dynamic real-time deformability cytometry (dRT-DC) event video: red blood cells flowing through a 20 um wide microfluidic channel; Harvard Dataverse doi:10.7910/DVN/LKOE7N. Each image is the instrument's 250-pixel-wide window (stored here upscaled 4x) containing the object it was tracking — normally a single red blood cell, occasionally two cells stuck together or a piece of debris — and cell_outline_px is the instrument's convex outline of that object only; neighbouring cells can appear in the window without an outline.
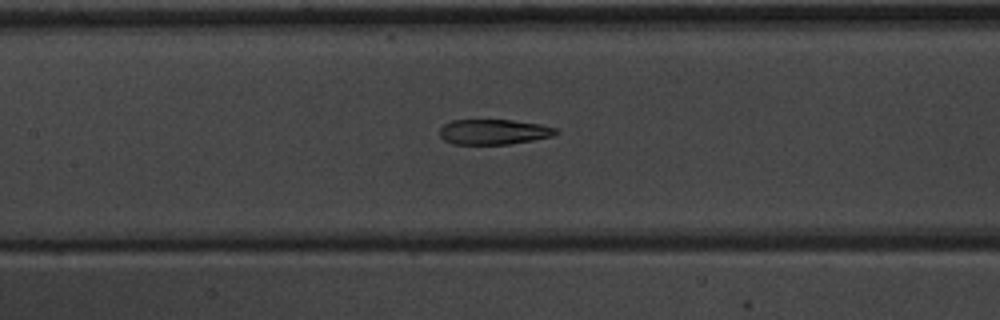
{"species": "common noctule bat (a hibernating species)", "species_latin": "Nyctalus noctula", "temperature_condition": "warm", "stored_images_in_passage": 52, "camera_frame_rate_fps": 3000, "um_per_image_px": 0.085, "animal": {"sex": "male", "body_mass_g": 20.1, "forearm_length_mm": 53.5}, "frame": {"image": 1, "passage_image": 25, "time_ms": 8.0, "image_size_px": [1000, 320], "cell_outline_px": [[560, 132], [552, 136], [532, 140], [508, 144], [452, 144], [444, 140], [440, 136], [440, 128], [444, 124], [452, 120], [512, 120], [540, 124], [556, 128]], "centroid_in_image_um": [41.96, 11.21], "position_along_channel_um": 165.4, "area_um2": 17.05}}
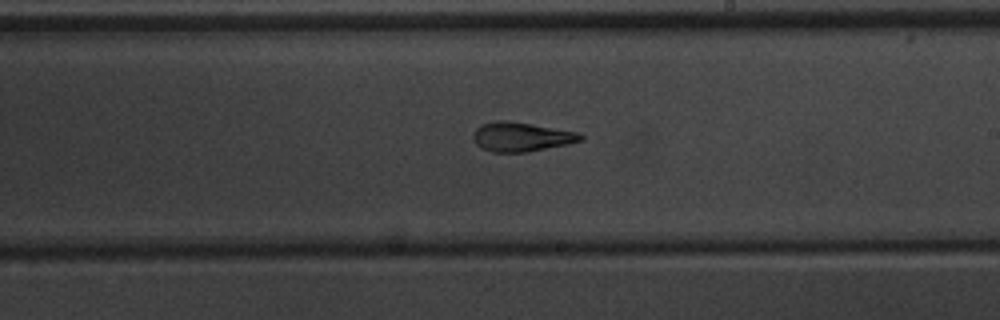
{"frame": {"image": 2, "passage_image": 31, "time_ms": 10.0, "image_size_px": [1000, 320], "cell_outline_px": [[584, 140], [568, 144], [528, 152], [492, 152], [480, 148], [476, 144], [472, 136], [476, 128], [480, 124], [496, 120], [508, 120], [532, 124], [576, 132], [584, 136]], "centroid_in_image_um": [44.28, 11.63], "position_along_channel_um": 244.7, "area_um2": 18.44}}
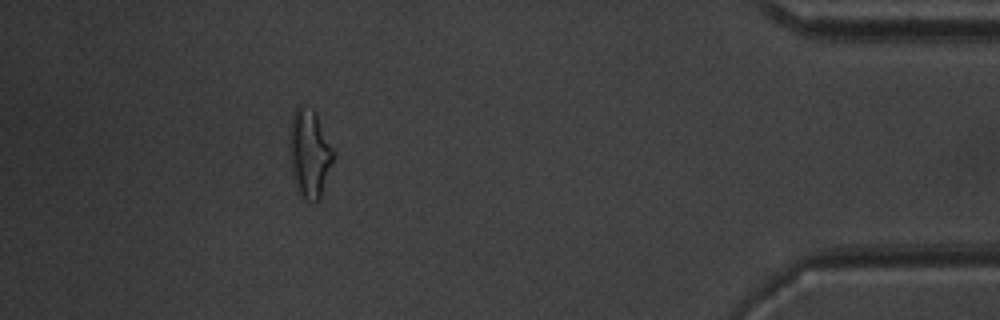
{"frame": {"image": 3, "passage_image": 47, "time_ms": 15.333, "image_size_px": [1000, 320], "cell_outline_px": [[332, 160], [320, 200], [316, 204], [312, 204], [304, 200], [300, 196], [296, 188], [292, 176], [288, 148], [292, 116], [296, 108], [300, 104], [312, 108], [316, 112], [332, 148]], "centroid_in_image_um": [26.26, 13.09], "position_along_channel_um": 408.9, "area_um2": 22.72}, "authors_computed_cell_mechanics": {"area_um2": 19.9121, "velocity_mm_per_s": 3.97, "shape_relaxation_time_tau1_ms": 8.7379, "shape_relaxation_time_tau2_ms": 1.6382, "deformation_change_tau1": 0.2495, "deformation_change_tau2": 0.0991}}